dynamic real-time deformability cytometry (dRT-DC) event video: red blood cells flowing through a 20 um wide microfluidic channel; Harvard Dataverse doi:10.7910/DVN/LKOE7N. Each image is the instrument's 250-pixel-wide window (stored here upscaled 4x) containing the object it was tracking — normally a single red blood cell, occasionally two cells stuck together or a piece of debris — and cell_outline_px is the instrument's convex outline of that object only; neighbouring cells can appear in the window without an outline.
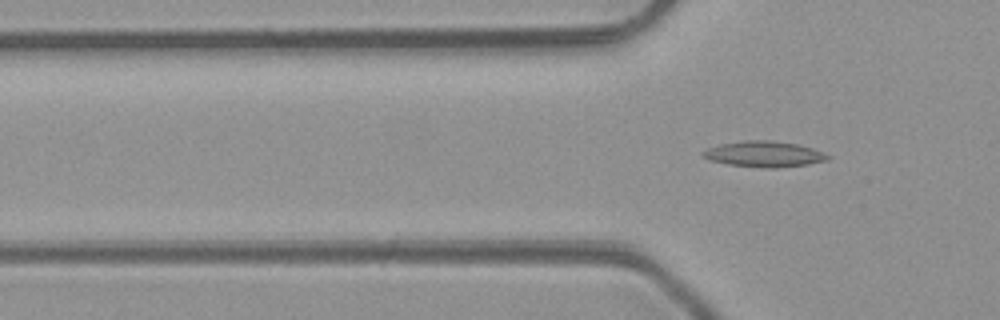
{"species": "common noctule bat (a hibernating species)", "species_latin": "Nyctalus noctula", "temperature_condition": "room temperature", "stored_images_in_passage": 4, "camera_frame_rate_fps": 3000, "um_per_image_px": 0.085, "animal": {"sex": "male", "body_mass_g": 23.1, "forearm_length_mm": 52.7}, "frame": {"image": 1, "passage_image": 4, "time_ms": 3.667, "image_size_px": [1000, 320], "cell_outline_px": [[832, 156], [828, 160], [808, 164], [776, 168], [764, 168], [728, 164], [708, 160], [700, 156], [700, 152], [708, 148], [720, 144], [744, 140], [768, 140], [796, 144], [812, 148]], "centroid_in_image_um": [64.91, 13.1], "position_along_channel_um": 60.9, "area_um2": 18.84}}